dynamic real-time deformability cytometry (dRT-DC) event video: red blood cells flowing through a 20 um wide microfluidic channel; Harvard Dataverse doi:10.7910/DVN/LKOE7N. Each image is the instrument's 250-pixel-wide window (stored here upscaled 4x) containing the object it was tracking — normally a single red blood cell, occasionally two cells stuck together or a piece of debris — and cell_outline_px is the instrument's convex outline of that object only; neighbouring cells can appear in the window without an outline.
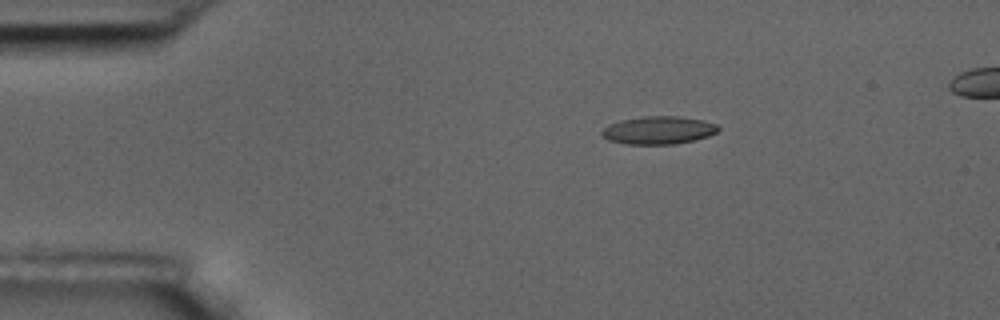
{"species": "common noctule bat (a hibernating species)", "species_latin": "Nyctalus noctula", "temperature_condition": "room temperature", "stored_images_in_passage": 47, "camera_frame_rate_fps": 3000, "um_per_image_px": 0.085, "animal": {"sex": "male", "body_mass_g": 17.5, "forearm_length_mm": 52.3}, "frame": {"image": 1, "passage_image": 1, "time_ms": 0.0, "image_size_px": [1000, 320], "cell_outline_px": [[720, 128], [716, 132], [708, 136], [676, 144], [628, 144], [608, 140], [600, 136], [600, 132], [608, 124], [620, 120], [644, 116], [680, 116], [704, 120], [716, 124]], "centroid_in_image_um": [55.94, 11.06], "position_along_channel_um": 29.1, "area_um2": 19.02}}
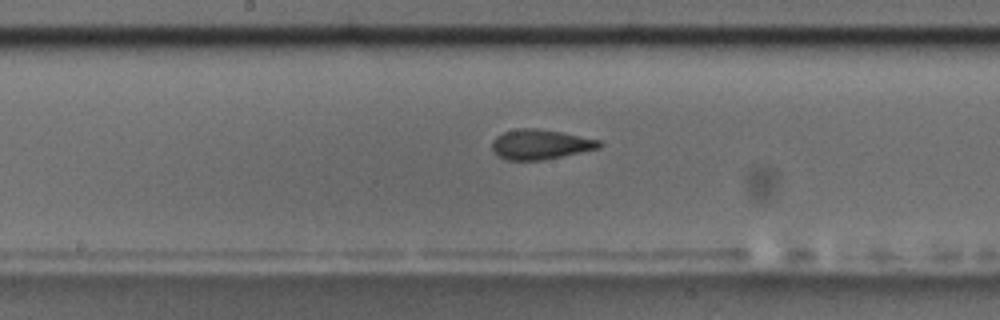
{"frame": {"image": 2, "passage_image": 20, "time_ms": 6.333, "image_size_px": [1000, 320], "cell_outline_px": [[604, 144], [600, 148], [540, 160], [504, 160], [492, 152], [492, 140], [496, 136], [504, 132], [516, 128], [536, 128], [560, 132], [600, 140]], "centroid_in_image_um": [45.88, 12.27], "position_along_channel_um": 202.3, "area_um2": 18.67}}
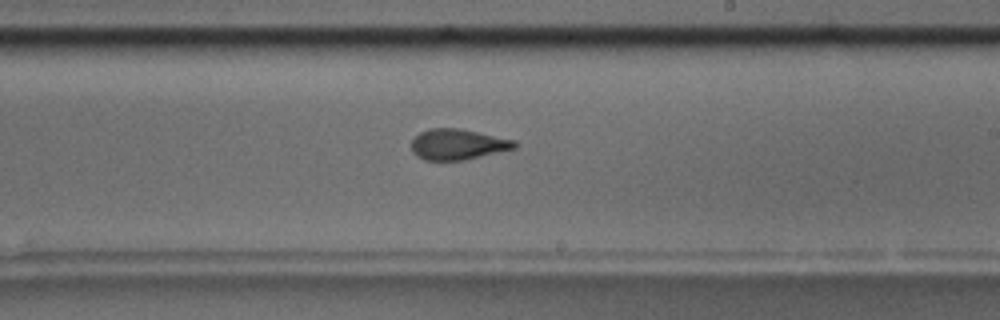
{"frame": {"image": 3, "passage_image": 24, "time_ms": 7.667, "image_size_px": [1000, 320], "cell_outline_px": [[520, 144], [516, 148], [464, 160], [424, 160], [416, 156], [412, 152], [412, 140], [420, 132], [428, 128], [460, 128], [516, 140]], "centroid_in_image_um": [38.93, 12.26], "position_along_channel_um": 250.1, "area_um2": 18.61}, "authors_computed_cell_mechanics": {"area_um2": 18.6694, "velocity_mm_per_s": 3.5994, "shape_relaxation_time_tau1_ms": 6.2915, "shape_relaxation_time_tau2_ms": 1.6821, "deformation_change_tau1": 0.1938, "deformation_change_tau2": 0.0834}}